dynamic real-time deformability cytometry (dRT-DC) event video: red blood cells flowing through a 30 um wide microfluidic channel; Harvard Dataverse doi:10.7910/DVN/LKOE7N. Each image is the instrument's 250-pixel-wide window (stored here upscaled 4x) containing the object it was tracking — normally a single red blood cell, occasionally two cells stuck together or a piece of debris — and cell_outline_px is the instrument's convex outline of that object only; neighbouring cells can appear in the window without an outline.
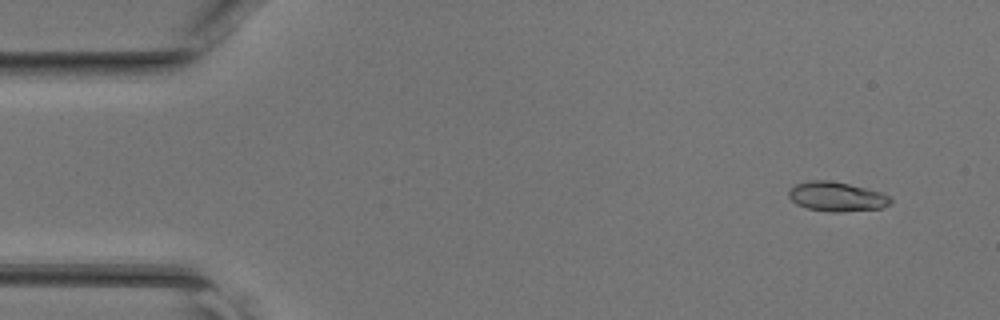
{"species": "common noctule bat (a hibernating species)", "species_latin": "Nyctalus noctula", "temperature_condition": "room temperature", "stored_images_in_passage": 46, "camera_frame_rate_fps": 3000, "um_per_image_px": 0.085, "animal": {"sex": "female", "body_mass_g": 17.0, "forearm_length_mm": 48.0}, "frame": {"image": 1, "passage_image": 4, "time_ms": 1.0, "image_size_px": [1000, 320], "cell_outline_px": [[892, 200], [888, 204], [880, 208], [836, 212], [828, 212], [808, 208], [796, 204], [788, 196], [788, 188], [796, 184], [812, 180], [828, 180], [848, 184], [880, 192], [888, 196]], "centroid_in_image_um": [71.05, 16.71], "position_along_channel_um": 13.9, "area_um2": 17.22}}
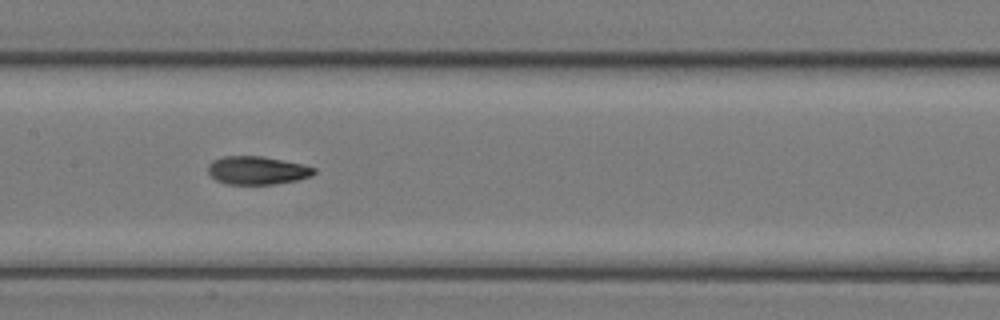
{"frame": {"image": 2, "passage_image": 23, "time_ms": 7.333, "image_size_px": [1000, 320], "cell_outline_px": [[316, 172], [312, 176], [296, 180], [276, 184], [228, 184], [216, 180], [208, 172], [208, 164], [212, 160], [224, 156], [264, 156], [304, 164], [316, 168]], "centroid_in_image_um": [21.88, 14.47], "position_along_channel_um": 185.5, "area_um2": 17.57}}
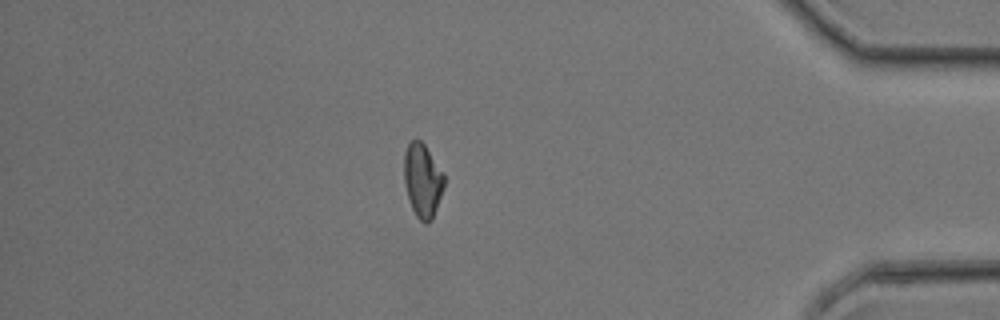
{"frame": {"image": 3, "passage_image": 40, "time_ms": 13.0, "image_size_px": [1000, 320], "cell_outline_px": [[444, 188], [432, 220], [428, 224], [424, 224], [416, 216], [408, 200], [404, 184], [404, 152], [408, 144], [412, 140], [420, 140], [424, 144], [444, 172]], "centroid_in_image_um": [35.92, 15.36], "position_along_channel_um": 399.3, "area_um2": 17.46}}